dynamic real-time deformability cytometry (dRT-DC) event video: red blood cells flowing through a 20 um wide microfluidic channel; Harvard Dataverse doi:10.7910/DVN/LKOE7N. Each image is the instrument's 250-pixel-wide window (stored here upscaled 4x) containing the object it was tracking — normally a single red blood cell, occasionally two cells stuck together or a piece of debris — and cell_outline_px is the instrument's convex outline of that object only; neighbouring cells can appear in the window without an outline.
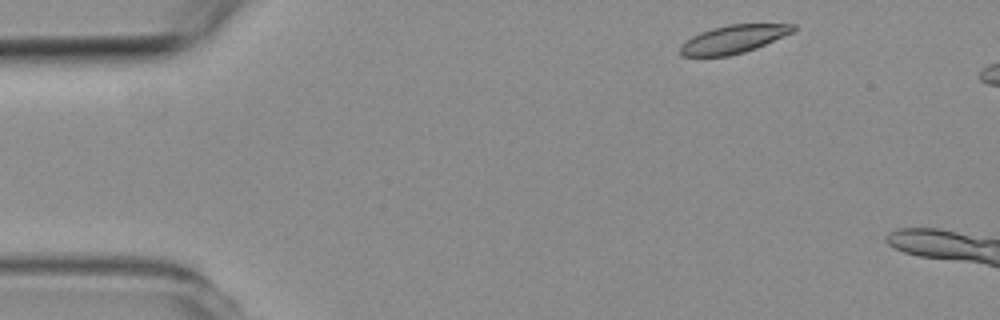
{"species": "common noctule bat (a hibernating species)", "species_latin": "Nyctalus noctula", "temperature_condition": "room temperature", "stored_images_in_passage": 3, "camera_frame_rate_fps": 3000, "um_per_image_px": 0.085, "animal": {"sex": "female", "body_mass_g": 19.3, "forearm_length_mm": 54.1}, "frame": {"image": 1, "passage_image": 1, "time_ms": 0.0, "image_size_px": [1000, 320], "cell_outline_px": [[796, 28], [792, 32], [756, 48], [744, 52], [728, 56], [680, 56], [680, 44], [692, 36], [700, 32], [712, 28], [728, 24], [796, 24]], "centroid_in_image_um": [62.31, 3.33], "position_along_channel_um": 22.7, "area_um2": 18.44}}